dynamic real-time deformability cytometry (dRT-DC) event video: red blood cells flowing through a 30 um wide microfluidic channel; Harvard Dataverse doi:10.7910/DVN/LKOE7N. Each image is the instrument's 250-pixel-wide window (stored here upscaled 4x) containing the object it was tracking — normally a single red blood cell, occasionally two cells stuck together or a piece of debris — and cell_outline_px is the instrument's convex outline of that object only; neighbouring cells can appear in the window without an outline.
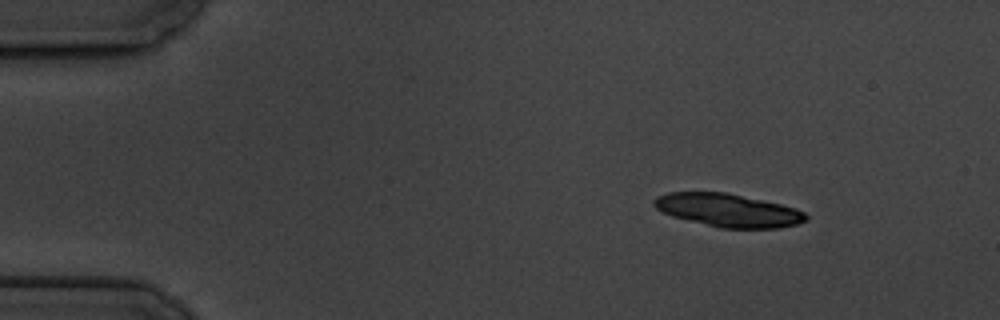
{"species": "common noctule bat (a hibernating species)", "species_latin": "Nyctalus noctula", "temperature_condition": "cold", "stored_images_in_passage": 5, "camera_frame_rate_fps": 3000, "um_per_image_px": 0.085, "animal": {"sex": "male", "body_mass_g": 19.5, "forearm_length_mm": 54.6}, "frame": {"image": 1, "passage_image": 1, "time_ms": 0.0, "image_size_px": [1000, 320], "cell_outline_px": [[808, 220], [796, 224], [780, 228], [720, 228], [672, 216], [656, 208], [652, 204], [652, 200], [656, 196], [668, 192], [724, 192], [780, 204], [796, 208], [804, 212], [808, 216]], "centroid_in_image_um": [61.88, 17.87], "position_along_channel_um": 23.1, "area_um2": 29.19}}